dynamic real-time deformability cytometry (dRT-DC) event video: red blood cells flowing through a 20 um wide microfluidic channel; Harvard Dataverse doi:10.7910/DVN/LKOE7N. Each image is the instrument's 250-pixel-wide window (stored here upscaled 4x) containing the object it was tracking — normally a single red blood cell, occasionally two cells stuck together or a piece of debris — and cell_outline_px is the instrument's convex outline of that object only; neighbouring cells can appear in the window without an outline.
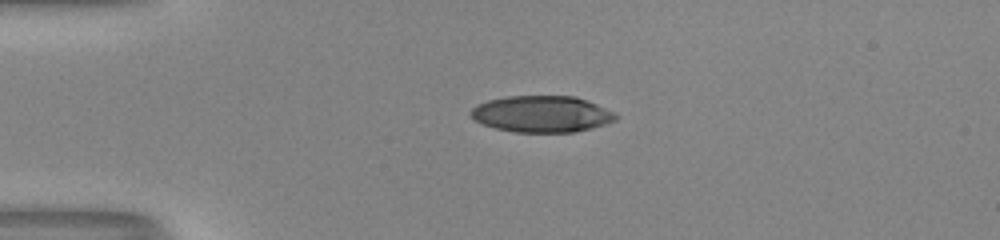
{"species": "human", "species_latin": "Homo sapiens", "temperature_condition": "room temperature", "stored_images_in_passage": 40, "camera_frame_rate_fps": 3000, "um_per_image_px": 0.085, "donor": {"sex": "male"}, "frame": {"image": 1, "passage_image": 1, "time_ms": 0.0, "image_size_px": [1000, 240], "cell_outline_px": [[616, 120], [592, 128], [572, 132], [516, 132], [496, 128], [480, 124], [468, 112], [476, 104], [488, 100], [508, 96], [576, 96], [596, 104], [612, 112], [616, 116]], "centroid_in_image_um": [46.0, 9.69], "position_along_channel_um": 39.0, "area_um2": 30.63}}
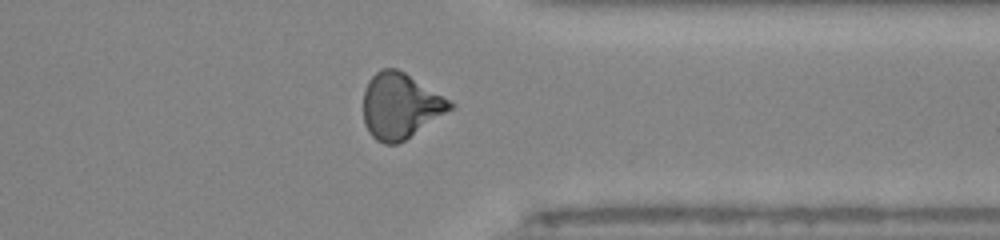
{"frame": {"image": 2, "passage_image": 29, "time_ms": 9.333, "image_size_px": [1000, 240], "cell_outline_px": [[456, 104], [452, 108], [404, 140], [396, 144], [384, 144], [376, 140], [368, 132], [364, 124], [364, 88], [368, 80], [380, 68], [396, 68], [404, 72], [452, 100]], "centroid_in_image_um": [34.01, 8.98], "position_along_channel_um": 377.4, "area_um2": 33.0}}
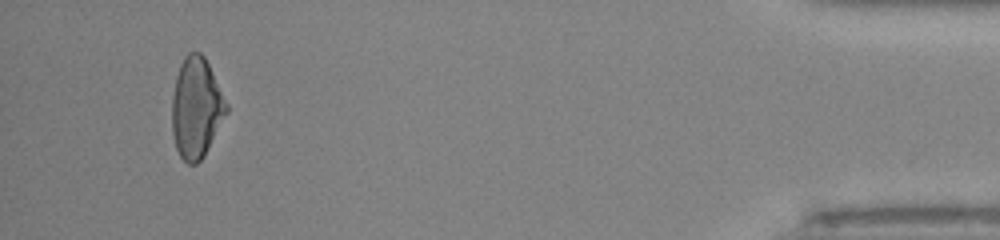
{"frame": {"image": 3, "passage_image": 37, "time_ms": 12.0, "image_size_px": [1000, 240], "cell_outline_px": [[228, 112], [204, 156], [196, 164], [188, 164], [180, 156], [176, 148], [172, 136], [172, 96], [176, 76], [180, 64], [184, 56], [188, 52], [200, 52], [204, 56], [228, 104]], "centroid_in_image_um": [16.67, 9.17], "position_along_channel_um": 418.5, "area_um2": 31.96}, "authors_computed_cell_mechanics": {"area_um2": 32.3102, "velocity_mm_per_s": 4.1006, "shape_relaxation_time_tau1_ms": 10.3516, "shape_relaxation_time_tau2_ms": 3.4984, "deformation_change_tau1": 0.2508, "deformation_change_tau2": 0.1023}}